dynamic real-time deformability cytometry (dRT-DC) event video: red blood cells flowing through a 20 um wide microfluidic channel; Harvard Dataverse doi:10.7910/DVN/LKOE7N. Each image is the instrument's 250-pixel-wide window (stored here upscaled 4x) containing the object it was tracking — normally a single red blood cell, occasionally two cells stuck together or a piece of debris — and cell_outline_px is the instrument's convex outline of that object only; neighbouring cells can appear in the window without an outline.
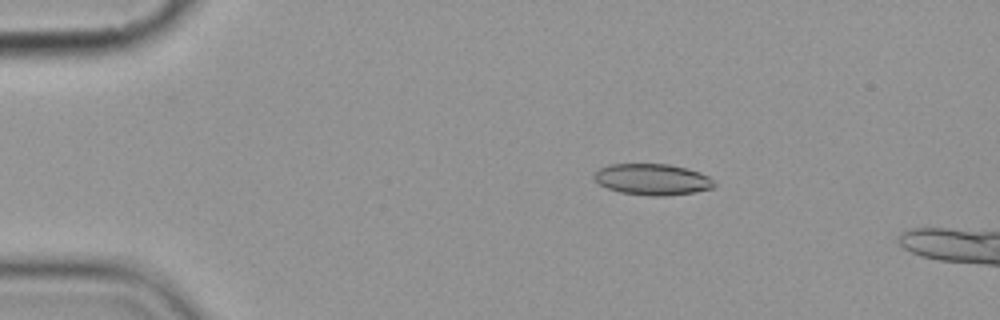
{"species": "common noctule bat (a hibernating species)", "species_latin": "Nyctalus noctula", "temperature_condition": "cold", "stored_images_in_passage": 5, "camera_frame_rate_fps": 3000, "um_per_image_px": 0.085, "animal": {"sex": "female", "body_mass_g": 19.9}, "frame": {"image": 1, "passage_image": 3, "time_ms": 2.333, "image_size_px": [1000, 320], "cell_outline_px": [[716, 184], [712, 188], [696, 192], [668, 196], [648, 196], [620, 192], [608, 188], [600, 184], [592, 176], [592, 172], [608, 164], [668, 164], [688, 168], [700, 172], [708, 176]], "centroid_in_image_um": [55.45, 15.25], "position_along_channel_um": 29.6, "area_um2": 22.08}}